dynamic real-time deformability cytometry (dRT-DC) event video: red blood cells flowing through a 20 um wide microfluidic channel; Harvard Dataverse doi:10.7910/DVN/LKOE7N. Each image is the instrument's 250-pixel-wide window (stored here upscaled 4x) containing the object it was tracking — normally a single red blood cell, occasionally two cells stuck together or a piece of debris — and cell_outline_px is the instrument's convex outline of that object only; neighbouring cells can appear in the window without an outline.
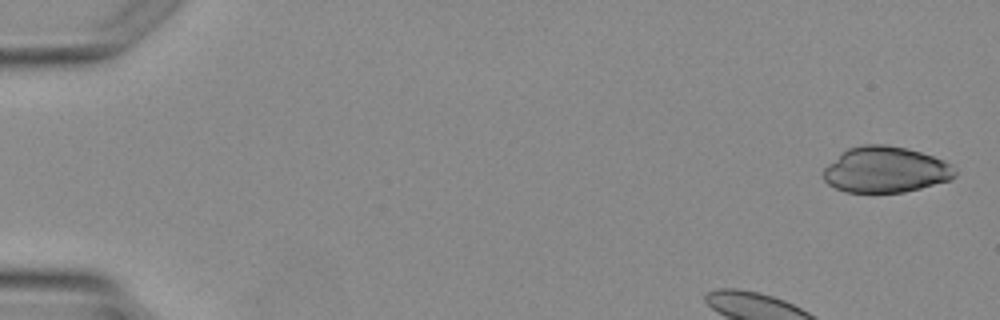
{"species": "Egyptian fruit bat (a non-hibernating species)", "species_latin": "Rousettus aegyptiacus", "temperature_condition": "warm", "stored_images_in_passage": 4, "camera_frame_rate_fps": 3000, "um_per_image_px": 0.085, "animal": {"sex": "female"}, "frame": {"image": 1, "passage_image": 1, "time_ms": 0.0, "image_size_px": [1000, 320], "cell_outline_px": [[956, 176], [952, 180], [904, 192], [844, 192], [828, 184], [824, 180], [824, 168], [828, 164], [848, 148], [864, 144], [884, 144], [908, 148], [944, 160], [956, 168]], "centroid_in_image_um": [75.3, 14.42], "position_along_channel_um": 9.7, "area_um2": 35.26}}